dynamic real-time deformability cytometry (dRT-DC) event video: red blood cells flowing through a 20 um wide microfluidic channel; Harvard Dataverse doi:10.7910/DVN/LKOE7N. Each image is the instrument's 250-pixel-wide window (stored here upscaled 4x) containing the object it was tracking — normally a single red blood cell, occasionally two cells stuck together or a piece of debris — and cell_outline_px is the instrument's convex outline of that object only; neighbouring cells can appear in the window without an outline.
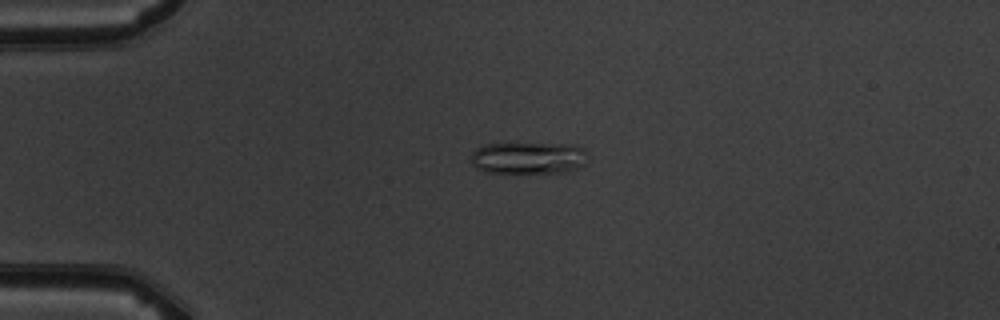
{"species": "common noctule bat (a hibernating species)", "species_latin": "Nyctalus noctula", "temperature_condition": "warm", "stored_images_in_passage": 6, "camera_frame_rate_fps": 3000, "um_per_image_px": 0.085, "animal": {"sex": "male", "body_mass_g": 19.5, "forearm_length_mm": 54.6}, "frame": {"image": 1, "passage_image": 6, "time_ms": 5.667, "image_size_px": [1000, 320], "cell_outline_px": [[588, 160], [584, 164], [568, 172], [484, 172], [476, 168], [472, 164], [472, 152], [476, 148], [484, 144], [572, 144], [580, 148], [584, 152]], "centroid_in_image_um": [44.89, 13.42], "position_along_channel_um": 40.1, "area_um2": 21.5}}